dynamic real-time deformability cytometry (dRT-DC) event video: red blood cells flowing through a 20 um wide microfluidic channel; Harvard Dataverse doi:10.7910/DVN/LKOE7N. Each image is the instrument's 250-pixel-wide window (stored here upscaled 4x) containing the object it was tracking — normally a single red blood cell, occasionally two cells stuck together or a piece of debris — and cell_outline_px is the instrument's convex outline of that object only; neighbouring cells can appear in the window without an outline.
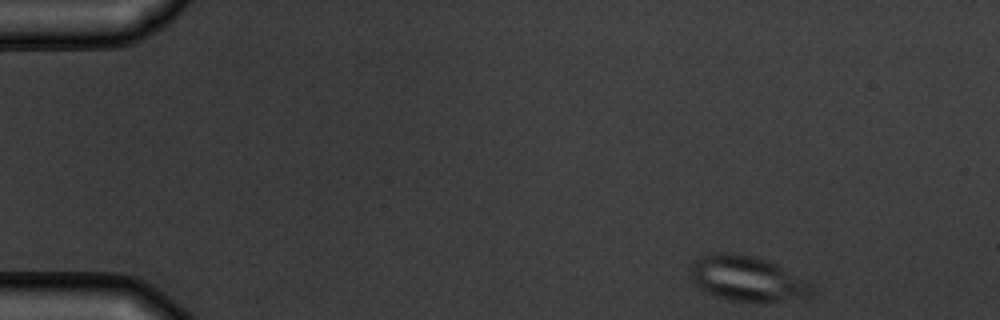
{"species": "common noctule bat (a hibernating species)", "species_latin": "Nyctalus noctula", "temperature_condition": "warm", "stored_images_in_passage": 4, "camera_frame_rate_fps": 3000, "um_per_image_px": 0.085, "animal": {"sex": "male", "body_mass_g": 19.5, "forearm_length_mm": 54.6}, "frame": {"image": 1, "passage_image": 1, "time_ms": 0.0, "image_size_px": [1000, 320], "cell_outline_px": [[816, 288], [812, 296], [780, 300], [732, 300], [708, 292], [700, 288], [692, 280], [692, 264], [700, 256], [712, 252], [732, 252], [756, 256], [776, 264], [812, 284]], "centroid_in_image_um": [63.52, 23.64], "position_along_channel_um": 21.5, "area_um2": 31.27}}